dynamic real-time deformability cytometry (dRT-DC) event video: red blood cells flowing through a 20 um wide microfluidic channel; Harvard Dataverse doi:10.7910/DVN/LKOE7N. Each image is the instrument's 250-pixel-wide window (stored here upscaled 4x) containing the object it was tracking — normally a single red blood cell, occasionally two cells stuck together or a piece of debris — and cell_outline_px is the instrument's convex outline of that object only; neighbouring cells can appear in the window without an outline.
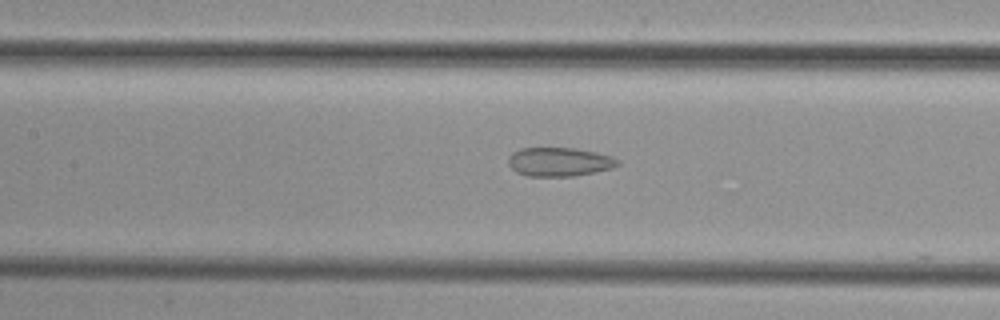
{"species": "common noctule bat (a hibernating species)", "species_latin": "Nyctalus noctula", "temperature_condition": "cold", "stored_images_in_passage": 28, "camera_frame_rate_fps": 3000, "um_per_image_px": 0.085, "animal": {"sex": "female", "body_mass_g": 29.2, "forearm_length_mm": 56.3}, "frame": {"image": 1, "passage_image": 7, "time_ms": 2.0, "image_size_px": [1000, 320], "cell_outline_px": [[620, 164], [612, 168], [596, 172], [572, 176], [528, 176], [516, 172], [508, 164], [508, 156], [512, 152], [520, 148], [576, 148], [596, 152], [612, 156], [620, 160]], "centroid_in_image_um": [47.55, 13.75], "position_along_channel_um": 159.9, "area_um2": 18.55}}
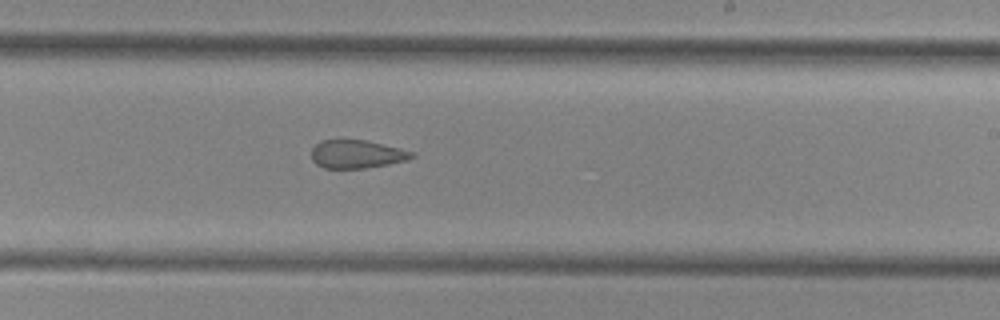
{"frame": {"image": 2, "passage_image": 14, "time_ms": 4.333, "image_size_px": [1000, 320], "cell_outline_px": [[416, 156], [408, 160], [388, 164], [364, 168], [324, 168], [316, 164], [312, 160], [312, 148], [320, 140], [364, 140], [400, 148], [416, 152]], "centroid_in_image_um": [30.35, 13.1], "position_along_channel_um": 258.7, "area_um2": 16.53}}
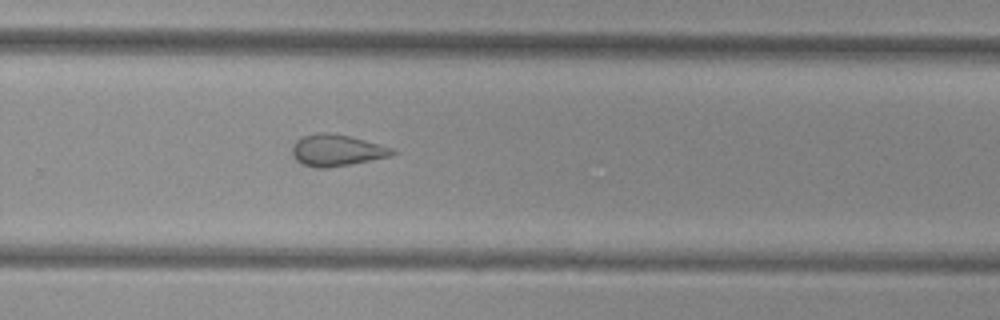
{"frame": {"image": 3, "passage_image": 17, "time_ms": 5.333, "image_size_px": [1000, 320], "cell_outline_px": [[396, 152], [392, 156], [348, 164], [324, 168], [312, 168], [300, 164], [292, 156], [292, 148], [296, 140], [304, 136], [320, 132], [332, 132], [364, 140], [392, 148]], "centroid_in_image_um": [28.57, 12.78], "position_along_channel_um": 301.2, "area_um2": 18.32}}